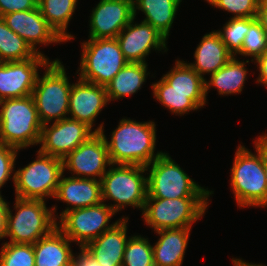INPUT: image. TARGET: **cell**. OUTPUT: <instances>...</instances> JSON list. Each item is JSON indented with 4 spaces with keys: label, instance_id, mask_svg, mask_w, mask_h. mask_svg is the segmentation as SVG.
Masks as SVG:
<instances>
[{
    "label": "cell",
    "instance_id": "5",
    "mask_svg": "<svg viewBox=\"0 0 267 266\" xmlns=\"http://www.w3.org/2000/svg\"><path fill=\"white\" fill-rule=\"evenodd\" d=\"M101 190L102 202H107L116 214L126 207L143 212L148 195L146 167L112 164L102 176Z\"/></svg>",
    "mask_w": 267,
    "mask_h": 266
},
{
    "label": "cell",
    "instance_id": "12",
    "mask_svg": "<svg viewBox=\"0 0 267 266\" xmlns=\"http://www.w3.org/2000/svg\"><path fill=\"white\" fill-rule=\"evenodd\" d=\"M62 160L63 172L69 171L72 177L100 181L112 165L106 142L100 132L81 143Z\"/></svg>",
    "mask_w": 267,
    "mask_h": 266
},
{
    "label": "cell",
    "instance_id": "9",
    "mask_svg": "<svg viewBox=\"0 0 267 266\" xmlns=\"http://www.w3.org/2000/svg\"><path fill=\"white\" fill-rule=\"evenodd\" d=\"M36 152V159L15 170V197L44 201L54 199L63 173V160L39 150Z\"/></svg>",
    "mask_w": 267,
    "mask_h": 266
},
{
    "label": "cell",
    "instance_id": "33",
    "mask_svg": "<svg viewBox=\"0 0 267 266\" xmlns=\"http://www.w3.org/2000/svg\"><path fill=\"white\" fill-rule=\"evenodd\" d=\"M267 50V36L256 20V17L249 18V30L246 32L242 43L241 51L235 56L250 57L251 61H255Z\"/></svg>",
    "mask_w": 267,
    "mask_h": 266
},
{
    "label": "cell",
    "instance_id": "17",
    "mask_svg": "<svg viewBox=\"0 0 267 266\" xmlns=\"http://www.w3.org/2000/svg\"><path fill=\"white\" fill-rule=\"evenodd\" d=\"M2 19L6 25L24 39L36 53L44 54L40 51L42 45L46 47L51 44L60 45V43H64L48 25L39 7L26 11L12 12L2 16Z\"/></svg>",
    "mask_w": 267,
    "mask_h": 266
},
{
    "label": "cell",
    "instance_id": "23",
    "mask_svg": "<svg viewBox=\"0 0 267 266\" xmlns=\"http://www.w3.org/2000/svg\"><path fill=\"white\" fill-rule=\"evenodd\" d=\"M192 228L164 229L154 232V266H182Z\"/></svg>",
    "mask_w": 267,
    "mask_h": 266
},
{
    "label": "cell",
    "instance_id": "13",
    "mask_svg": "<svg viewBox=\"0 0 267 266\" xmlns=\"http://www.w3.org/2000/svg\"><path fill=\"white\" fill-rule=\"evenodd\" d=\"M95 133L86 123L69 117L51 122L50 125L46 123L41 129L39 151L64 159Z\"/></svg>",
    "mask_w": 267,
    "mask_h": 266
},
{
    "label": "cell",
    "instance_id": "34",
    "mask_svg": "<svg viewBox=\"0 0 267 266\" xmlns=\"http://www.w3.org/2000/svg\"><path fill=\"white\" fill-rule=\"evenodd\" d=\"M0 266H35L32 244H15L2 242Z\"/></svg>",
    "mask_w": 267,
    "mask_h": 266
},
{
    "label": "cell",
    "instance_id": "10",
    "mask_svg": "<svg viewBox=\"0 0 267 266\" xmlns=\"http://www.w3.org/2000/svg\"><path fill=\"white\" fill-rule=\"evenodd\" d=\"M81 47L80 65L75 77L84 81L106 87L128 63L116 38H89L81 42Z\"/></svg>",
    "mask_w": 267,
    "mask_h": 266
},
{
    "label": "cell",
    "instance_id": "32",
    "mask_svg": "<svg viewBox=\"0 0 267 266\" xmlns=\"http://www.w3.org/2000/svg\"><path fill=\"white\" fill-rule=\"evenodd\" d=\"M249 30V18H229L219 30H216L226 45L228 52L236 56L242 48L246 32Z\"/></svg>",
    "mask_w": 267,
    "mask_h": 266
},
{
    "label": "cell",
    "instance_id": "7",
    "mask_svg": "<svg viewBox=\"0 0 267 266\" xmlns=\"http://www.w3.org/2000/svg\"><path fill=\"white\" fill-rule=\"evenodd\" d=\"M66 69L63 61L56 58L44 66L42 76H37L32 96L43 125L68 117L72 83Z\"/></svg>",
    "mask_w": 267,
    "mask_h": 266
},
{
    "label": "cell",
    "instance_id": "4",
    "mask_svg": "<svg viewBox=\"0 0 267 266\" xmlns=\"http://www.w3.org/2000/svg\"><path fill=\"white\" fill-rule=\"evenodd\" d=\"M41 123L32 95L0 101V142L18 150L37 146Z\"/></svg>",
    "mask_w": 267,
    "mask_h": 266
},
{
    "label": "cell",
    "instance_id": "14",
    "mask_svg": "<svg viewBox=\"0 0 267 266\" xmlns=\"http://www.w3.org/2000/svg\"><path fill=\"white\" fill-rule=\"evenodd\" d=\"M131 22L120 31L116 37L125 59L132 63H147L152 51L167 53V39L159 33L152 25L144 21ZM161 51V52H160Z\"/></svg>",
    "mask_w": 267,
    "mask_h": 266
},
{
    "label": "cell",
    "instance_id": "27",
    "mask_svg": "<svg viewBox=\"0 0 267 266\" xmlns=\"http://www.w3.org/2000/svg\"><path fill=\"white\" fill-rule=\"evenodd\" d=\"M150 74L148 64L128 62L105 87L109 103L138 93Z\"/></svg>",
    "mask_w": 267,
    "mask_h": 266
},
{
    "label": "cell",
    "instance_id": "11",
    "mask_svg": "<svg viewBox=\"0 0 267 266\" xmlns=\"http://www.w3.org/2000/svg\"><path fill=\"white\" fill-rule=\"evenodd\" d=\"M116 213L101 202L94 206L77 208L65 212L58 220L57 227L79 248L110 230L121 218L111 222Z\"/></svg>",
    "mask_w": 267,
    "mask_h": 266
},
{
    "label": "cell",
    "instance_id": "39",
    "mask_svg": "<svg viewBox=\"0 0 267 266\" xmlns=\"http://www.w3.org/2000/svg\"><path fill=\"white\" fill-rule=\"evenodd\" d=\"M79 252L74 253L72 266H100L84 248H79Z\"/></svg>",
    "mask_w": 267,
    "mask_h": 266
},
{
    "label": "cell",
    "instance_id": "1",
    "mask_svg": "<svg viewBox=\"0 0 267 266\" xmlns=\"http://www.w3.org/2000/svg\"><path fill=\"white\" fill-rule=\"evenodd\" d=\"M153 120L136 121L123 117L111 134L106 136L103 122L95 128L107 145L112 164L140 165L146 167L164 151H156L157 130ZM109 139V140H108Z\"/></svg>",
    "mask_w": 267,
    "mask_h": 266
},
{
    "label": "cell",
    "instance_id": "21",
    "mask_svg": "<svg viewBox=\"0 0 267 266\" xmlns=\"http://www.w3.org/2000/svg\"><path fill=\"white\" fill-rule=\"evenodd\" d=\"M193 54L194 61L185 62L203 79H206L204 75L214 74L233 57L216 30L202 36Z\"/></svg>",
    "mask_w": 267,
    "mask_h": 266
},
{
    "label": "cell",
    "instance_id": "22",
    "mask_svg": "<svg viewBox=\"0 0 267 266\" xmlns=\"http://www.w3.org/2000/svg\"><path fill=\"white\" fill-rule=\"evenodd\" d=\"M151 88L152 92L205 94V79L184 60L177 58L166 74L157 82H152Z\"/></svg>",
    "mask_w": 267,
    "mask_h": 266
},
{
    "label": "cell",
    "instance_id": "43",
    "mask_svg": "<svg viewBox=\"0 0 267 266\" xmlns=\"http://www.w3.org/2000/svg\"><path fill=\"white\" fill-rule=\"evenodd\" d=\"M264 169L266 178V189H267V139L264 137Z\"/></svg>",
    "mask_w": 267,
    "mask_h": 266
},
{
    "label": "cell",
    "instance_id": "40",
    "mask_svg": "<svg viewBox=\"0 0 267 266\" xmlns=\"http://www.w3.org/2000/svg\"><path fill=\"white\" fill-rule=\"evenodd\" d=\"M9 202L4 199L3 195H0V241L5 239L6 233V214Z\"/></svg>",
    "mask_w": 267,
    "mask_h": 266
},
{
    "label": "cell",
    "instance_id": "19",
    "mask_svg": "<svg viewBox=\"0 0 267 266\" xmlns=\"http://www.w3.org/2000/svg\"><path fill=\"white\" fill-rule=\"evenodd\" d=\"M63 172L54 199L66 203L56 221L65 213L77 208L94 206L102 202L101 181L65 176Z\"/></svg>",
    "mask_w": 267,
    "mask_h": 266
},
{
    "label": "cell",
    "instance_id": "2",
    "mask_svg": "<svg viewBox=\"0 0 267 266\" xmlns=\"http://www.w3.org/2000/svg\"><path fill=\"white\" fill-rule=\"evenodd\" d=\"M253 153L242 143L237 146L230 169V188L238 208H267L264 169V136L257 135ZM250 150V151H249Z\"/></svg>",
    "mask_w": 267,
    "mask_h": 266
},
{
    "label": "cell",
    "instance_id": "24",
    "mask_svg": "<svg viewBox=\"0 0 267 266\" xmlns=\"http://www.w3.org/2000/svg\"><path fill=\"white\" fill-rule=\"evenodd\" d=\"M73 243L58 228L33 244L35 266H72Z\"/></svg>",
    "mask_w": 267,
    "mask_h": 266
},
{
    "label": "cell",
    "instance_id": "15",
    "mask_svg": "<svg viewBox=\"0 0 267 266\" xmlns=\"http://www.w3.org/2000/svg\"><path fill=\"white\" fill-rule=\"evenodd\" d=\"M50 60L37 53L24 61L0 62V101L32 95L39 69L42 71Z\"/></svg>",
    "mask_w": 267,
    "mask_h": 266
},
{
    "label": "cell",
    "instance_id": "41",
    "mask_svg": "<svg viewBox=\"0 0 267 266\" xmlns=\"http://www.w3.org/2000/svg\"><path fill=\"white\" fill-rule=\"evenodd\" d=\"M256 20L260 23L267 36V0H260Z\"/></svg>",
    "mask_w": 267,
    "mask_h": 266
},
{
    "label": "cell",
    "instance_id": "38",
    "mask_svg": "<svg viewBox=\"0 0 267 266\" xmlns=\"http://www.w3.org/2000/svg\"><path fill=\"white\" fill-rule=\"evenodd\" d=\"M254 64L259 72V75L256 78V83L267 88V50L254 61Z\"/></svg>",
    "mask_w": 267,
    "mask_h": 266
},
{
    "label": "cell",
    "instance_id": "25",
    "mask_svg": "<svg viewBox=\"0 0 267 266\" xmlns=\"http://www.w3.org/2000/svg\"><path fill=\"white\" fill-rule=\"evenodd\" d=\"M254 61L240 60V57L233 56L225 66L220 68L214 74H211L209 79H205V95L208 98V93L215 88L218 96H231L242 93L244 84L249 74L246 65ZM248 63V64H247ZM211 89V90H210Z\"/></svg>",
    "mask_w": 267,
    "mask_h": 266
},
{
    "label": "cell",
    "instance_id": "18",
    "mask_svg": "<svg viewBox=\"0 0 267 266\" xmlns=\"http://www.w3.org/2000/svg\"><path fill=\"white\" fill-rule=\"evenodd\" d=\"M77 80L72 83L69 93L68 117L86 123L95 131V120L103 108L110 104L106 88L79 77Z\"/></svg>",
    "mask_w": 267,
    "mask_h": 266
},
{
    "label": "cell",
    "instance_id": "35",
    "mask_svg": "<svg viewBox=\"0 0 267 266\" xmlns=\"http://www.w3.org/2000/svg\"><path fill=\"white\" fill-rule=\"evenodd\" d=\"M260 0H209L212 8L227 11L230 18H254L257 15Z\"/></svg>",
    "mask_w": 267,
    "mask_h": 266
},
{
    "label": "cell",
    "instance_id": "31",
    "mask_svg": "<svg viewBox=\"0 0 267 266\" xmlns=\"http://www.w3.org/2000/svg\"><path fill=\"white\" fill-rule=\"evenodd\" d=\"M122 266H154L153 247L148 237L131 234L125 246Z\"/></svg>",
    "mask_w": 267,
    "mask_h": 266
},
{
    "label": "cell",
    "instance_id": "37",
    "mask_svg": "<svg viewBox=\"0 0 267 266\" xmlns=\"http://www.w3.org/2000/svg\"><path fill=\"white\" fill-rule=\"evenodd\" d=\"M38 7V0H0V17L16 12L35 9Z\"/></svg>",
    "mask_w": 267,
    "mask_h": 266
},
{
    "label": "cell",
    "instance_id": "28",
    "mask_svg": "<svg viewBox=\"0 0 267 266\" xmlns=\"http://www.w3.org/2000/svg\"><path fill=\"white\" fill-rule=\"evenodd\" d=\"M38 7L48 25L65 44L76 39L69 33L68 27L78 7V0H38Z\"/></svg>",
    "mask_w": 267,
    "mask_h": 266
},
{
    "label": "cell",
    "instance_id": "42",
    "mask_svg": "<svg viewBox=\"0 0 267 266\" xmlns=\"http://www.w3.org/2000/svg\"><path fill=\"white\" fill-rule=\"evenodd\" d=\"M233 266H266L265 264L262 263H253V262H248L245 261L242 258H233L231 259Z\"/></svg>",
    "mask_w": 267,
    "mask_h": 266
},
{
    "label": "cell",
    "instance_id": "8",
    "mask_svg": "<svg viewBox=\"0 0 267 266\" xmlns=\"http://www.w3.org/2000/svg\"><path fill=\"white\" fill-rule=\"evenodd\" d=\"M210 198H147L142 220L154 232L164 229L192 228L205 216Z\"/></svg>",
    "mask_w": 267,
    "mask_h": 266
},
{
    "label": "cell",
    "instance_id": "3",
    "mask_svg": "<svg viewBox=\"0 0 267 266\" xmlns=\"http://www.w3.org/2000/svg\"><path fill=\"white\" fill-rule=\"evenodd\" d=\"M14 201L13 210L8 205L6 214L5 238L10 239L6 242L33 245L57 227V204L50 208L44 200L15 197Z\"/></svg>",
    "mask_w": 267,
    "mask_h": 266
},
{
    "label": "cell",
    "instance_id": "44",
    "mask_svg": "<svg viewBox=\"0 0 267 266\" xmlns=\"http://www.w3.org/2000/svg\"><path fill=\"white\" fill-rule=\"evenodd\" d=\"M262 134L267 139V133L263 132Z\"/></svg>",
    "mask_w": 267,
    "mask_h": 266
},
{
    "label": "cell",
    "instance_id": "6",
    "mask_svg": "<svg viewBox=\"0 0 267 266\" xmlns=\"http://www.w3.org/2000/svg\"><path fill=\"white\" fill-rule=\"evenodd\" d=\"M146 170L147 198H211L214 194L190 178L167 151L147 165Z\"/></svg>",
    "mask_w": 267,
    "mask_h": 266
},
{
    "label": "cell",
    "instance_id": "29",
    "mask_svg": "<svg viewBox=\"0 0 267 266\" xmlns=\"http://www.w3.org/2000/svg\"><path fill=\"white\" fill-rule=\"evenodd\" d=\"M37 53L0 17V62L24 61Z\"/></svg>",
    "mask_w": 267,
    "mask_h": 266
},
{
    "label": "cell",
    "instance_id": "20",
    "mask_svg": "<svg viewBox=\"0 0 267 266\" xmlns=\"http://www.w3.org/2000/svg\"><path fill=\"white\" fill-rule=\"evenodd\" d=\"M128 221L129 217L122 215L110 230L83 247L100 266H122L125 246L130 238L127 236Z\"/></svg>",
    "mask_w": 267,
    "mask_h": 266
},
{
    "label": "cell",
    "instance_id": "16",
    "mask_svg": "<svg viewBox=\"0 0 267 266\" xmlns=\"http://www.w3.org/2000/svg\"><path fill=\"white\" fill-rule=\"evenodd\" d=\"M133 18V0H100L89 16L88 38H116Z\"/></svg>",
    "mask_w": 267,
    "mask_h": 266
},
{
    "label": "cell",
    "instance_id": "30",
    "mask_svg": "<svg viewBox=\"0 0 267 266\" xmlns=\"http://www.w3.org/2000/svg\"><path fill=\"white\" fill-rule=\"evenodd\" d=\"M152 95L169 113L180 117L198 111L208 103L205 94L152 92Z\"/></svg>",
    "mask_w": 267,
    "mask_h": 266
},
{
    "label": "cell",
    "instance_id": "36",
    "mask_svg": "<svg viewBox=\"0 0 267 266\" xmlns=\"http://www.w3.org/2000/svg\"><path fill=\"white\" fill-rule=\"evenodd\" d=\"M20 150L0 142V190L7 182L15 180V165ZM2 191H0V195Z\"/></svg>",
    "mask_w": 267,
    "mask_h": 266
},
{
    "label": "cell",
    "instance_id": "26",
    "mask_svg": "<svg viewBox=\"0 0 267 266\" xmlns=\"http://www.w3.org/2000/svg\"><path fill=\"white\" fill-rule=\"evenodd\" d=\"M183 0H133L134 17L142 12V21L152 25L167 40ZM138 11V12H137Z\"/></svg>",
    "mask_w": 267,
    "mask_h": 266
}]
</instances>
